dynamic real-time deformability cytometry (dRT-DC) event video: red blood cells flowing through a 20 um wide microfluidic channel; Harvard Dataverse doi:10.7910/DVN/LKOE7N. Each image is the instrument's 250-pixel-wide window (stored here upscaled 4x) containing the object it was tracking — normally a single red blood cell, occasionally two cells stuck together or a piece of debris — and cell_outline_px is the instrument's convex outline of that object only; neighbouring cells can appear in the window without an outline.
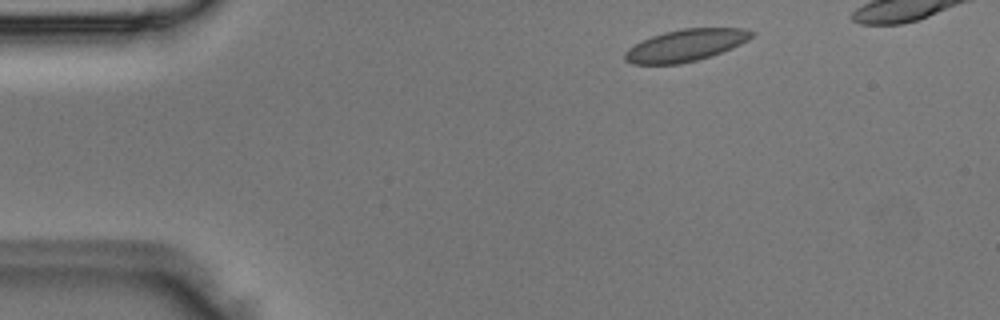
{"species": "Egyptian fruit bat (a non-hibernating species)", "species_latin": "Rousettus aegyptiacus", "temperature_condition": "room temperature", "stored_images_in_passage": 5, "segment_of_instrument_passage": [1, 2], "camera_frame_rate_fps": 3000, "um_per_image_px": 0.085, "animal": {"sex": "male"}, "frame": {"image": 1, "passage_image": 1, "time_ms": 0.0, "image_size_px": [1000, 320], "cell_outline_px": [[756, 36], [732, 48], [712, 56], [680, 64], [632, 64], [624, 60], [624, 52], [628, 48], [652, 36], [664, 32], [684, 28], [744, 28], [756, 32]], "centroid_in_image_um": [58.32, 3.85], "position_along_channel_um": 26.7, "area_um2": 23.7}}
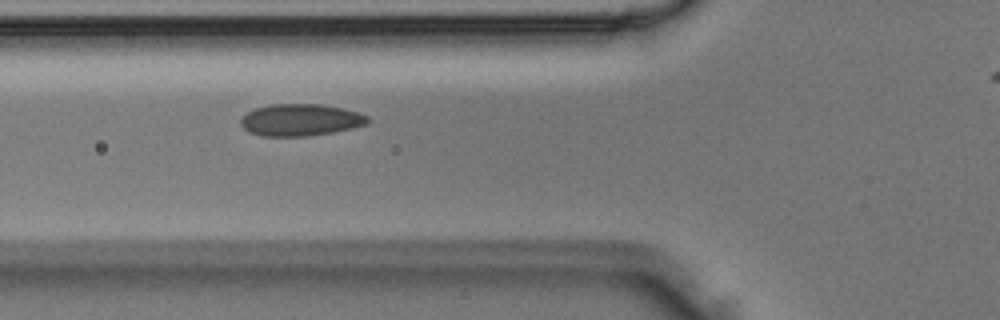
{"frame": {"image": 2, "passage_image": 4, "time_ms": 1.0, "image_size_px": [1000, 320], "cell_outline_px": [[368, 124], [352, 128], [332, 132], [308, 136], [260, 136], [248, 132], [240, 124], [240, 120], [248, 112], [256, 108], [272, 104], [320, 104], [344, 108], [368, 116]], "centroid_in_image_um": [25.53, 10.2], "position_along_channel_um": 100.3, "area_um2": 23.58}}